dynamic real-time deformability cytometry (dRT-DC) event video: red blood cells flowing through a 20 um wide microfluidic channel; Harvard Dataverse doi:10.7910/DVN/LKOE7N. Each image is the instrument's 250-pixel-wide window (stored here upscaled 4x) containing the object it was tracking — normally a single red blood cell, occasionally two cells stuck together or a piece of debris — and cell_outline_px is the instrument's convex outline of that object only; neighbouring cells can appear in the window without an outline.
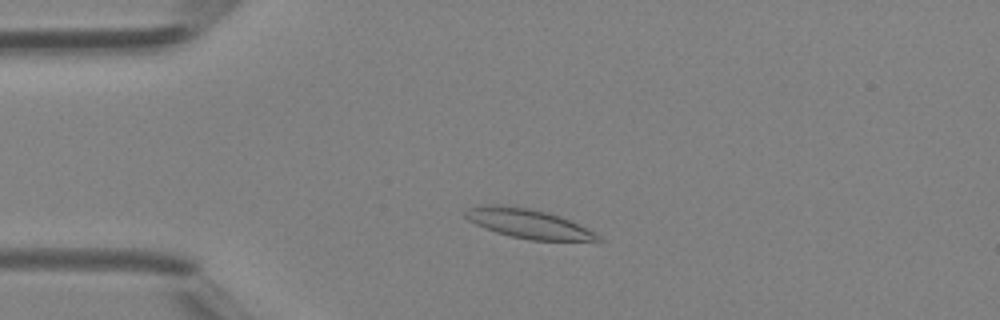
{"species": "Egyptian fruit bat (a non-hibernating species)", "species_latin": "Rousettus aegyptiacus", "temperature_condition": "room temperature", "stored_images_in_passage": 40, "camera_frame_rate_fps": 3000, "um_per_image_px": 0.085, "animal": {"sex": "female"}, "frame": {"image": 1, "passage_image": 7, "time_ms": 2.0, "image_size_px": [1000, 320], "cell_outline_px": [[604, 240], [532, 240], [512, 236], [496, 232], [476, 224], [468, 220], [464, 216], [464, 212], [468, 208], [488, 204], [500, 204], [528, 208], [560, 216], [588, 228], [596, 232]], "centroid_in_image_um": [44.89, 18.99], "position_along_channel_um": 40.1, "area_um2": 22.31}}
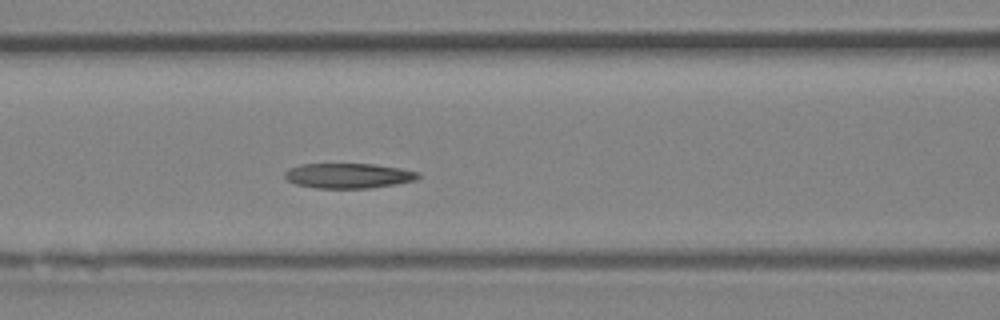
{"frame": {"image": 2, "passage_image": 15, "time_ms": 4.667, "image_size_px": [1000, 320], "cell_outline_px": [[420, 176], [416, 180], [396, 184], [372, 188], [316, 188], [296, 184], [288, 180], [284, 176], [284, 172], [300, 164], [372, 164], [400, 168], [420, 172]], "centroid_in_image_um": [29.64, 14.94], "position_along_channel_um": 137.0, "area_um2": 19.42}}
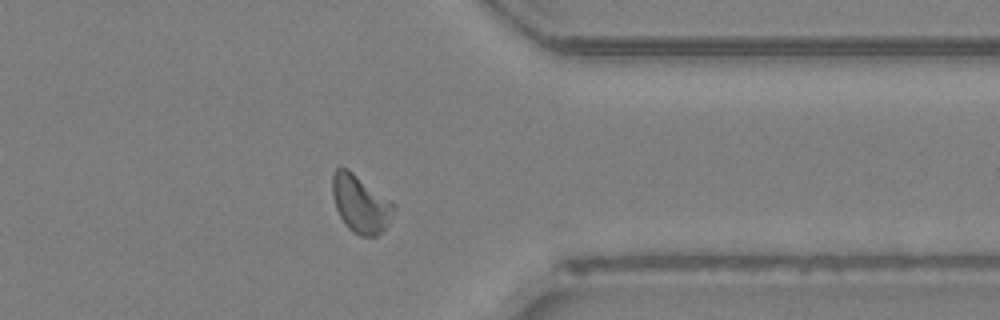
{"frame": {"image": 3, "passage_image": 31, "time_ms": 10.0, "image_size_px": [1000, 320], "cell_outline_px": [[396, 208], [388, 224], [376, 236], [360, 236], [352, 232], [344, 224], [336, 208], [332, 196], [332, 176], [336, 168], [348, 168], [396, 204]], "centroid_in_image_um": [30.64, 17.32], "position_along_channel_um": 380.8, "area_um2": 20.69}}